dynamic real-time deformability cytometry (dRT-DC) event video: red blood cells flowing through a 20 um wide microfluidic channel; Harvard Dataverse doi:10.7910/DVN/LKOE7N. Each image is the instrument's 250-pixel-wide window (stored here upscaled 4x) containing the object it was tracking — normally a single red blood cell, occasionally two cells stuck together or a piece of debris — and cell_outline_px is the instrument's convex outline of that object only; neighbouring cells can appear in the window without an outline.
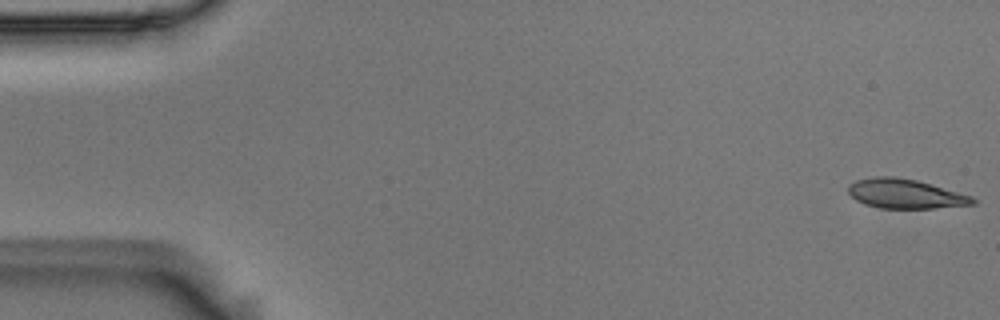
{"species": "Egyptian fruit bat (a non-hibernating species)", "species_latin": "Rousettus aegyptiacus", "temperature_condition": "room temperature", "stored_images_in_passage": 54, "camera_frame_rate_fps": 3000, "um_per_image_px": 0.085, "animal": {"sex": "male"}, "frame": {"image": 1, "passage_image": 1, "time_ms": 0.0, "image_size_px": [1000, 320], "cell_outline_px": [[976, 204], [932, 208], [880, 208], [864, 204], [856, 200], [848, 192], [848, 184], [856, 180], [876, 176], [892, 176], [916, 180], [972, 196], [976, 200]], "centroid_in_image_um": [76.92, 16.47], "position_along_channel_um": 8.1, "area_um2": 21.21}}
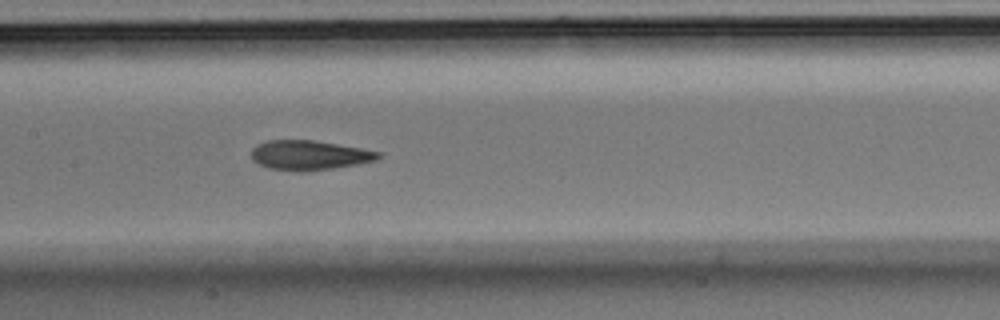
{"frame": {"image": 2, "passage_image": 26, "time_ms": 8.333, "image_size_px": [1000, 320], "cell_outline_px": [[380, 156], [376, 160], [356, 164], [332, 168], [304, 172], [300, 172], [268, 168], [252, 160], [252, 148], [256, 144], [268, 140], [312, 140], [360, 148], [380, 152]], "centroid_in_image_um": [26.24, 13.19], "position_along_channel_um": 181.2, "area_um2": 21.73}}
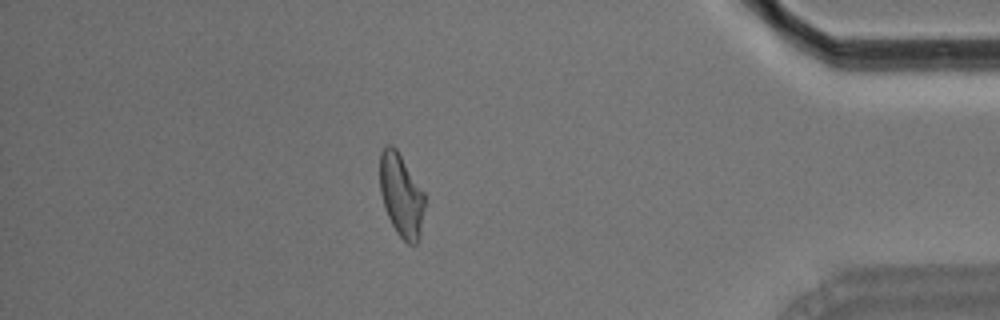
{"frame": {"image": 3, "passage_image": 47, "time_ms": 15.333, "image_size_px": [1000, 320], "cell_outline_px": [[424, 208], [420, 236], [416, 244], [408, 244], [396, 232], [388, 216], [380, 192], [380, 152], [384, 144], [392, 144], [396, 148], [424, 192]], "centroid_in_image_um": [34.09, 16.57], "position_along_channel_um": 401.1, "area_um2": 21.62}, "authors_computed_cell_mechanics": {"area_um2": 22.0507, "velocity_mm_per_s": 3.7065, "shape_relaxation_time_tau1_ms": 3.8557, "shape_relaxation_time_tau2_ms": 1.8707, "deformation_change_tau1": 0.1644, "deformation_change_tau2": 0.1081}}